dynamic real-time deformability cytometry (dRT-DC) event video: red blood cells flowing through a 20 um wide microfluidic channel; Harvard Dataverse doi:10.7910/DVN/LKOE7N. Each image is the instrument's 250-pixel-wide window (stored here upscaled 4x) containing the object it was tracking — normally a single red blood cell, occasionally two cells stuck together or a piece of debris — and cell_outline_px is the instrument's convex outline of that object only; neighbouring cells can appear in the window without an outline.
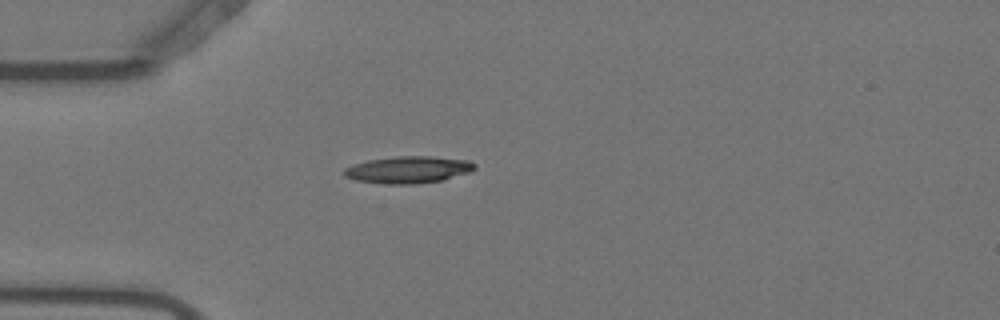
{"species": "Egyptian fruit bat (a non-hibernating species)", "species_latin": "Rousettus aegyptiacus", "temperature_condition": "warm", "stored_images_in_passage": 1, "camera_frame_rate_fps": 3000, "um_per_image_px": 0.085, "animal": {"sex": "female"}, "frame": {"image": 1, "passage_image": 1, "time_ms": 0.0, "image_size_px": [1000, 320], "cell_outline_px": [[476, 168], [468, 172], [440, 180], [416, 184], [388, 184], [356, 180], [344, 176], [340, 172], [344, 168], [352, 164], [368, 160], [396, 156], [428, 156], [468, 160], [476, 164]], "centroid_in_image_um": [34.63, 14.42], "position_along_channel_um": 50.4, "area_um2": 20.46}}